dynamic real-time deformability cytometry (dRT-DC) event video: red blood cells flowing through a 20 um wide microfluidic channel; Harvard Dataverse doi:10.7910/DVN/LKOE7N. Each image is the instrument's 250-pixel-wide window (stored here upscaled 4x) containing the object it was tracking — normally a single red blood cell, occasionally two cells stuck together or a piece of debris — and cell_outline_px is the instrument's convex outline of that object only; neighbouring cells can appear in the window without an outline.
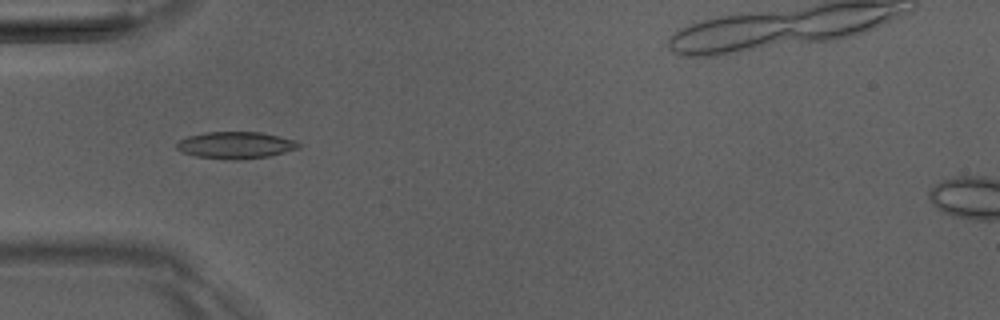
{"species": "Egyptian fruit bat (a non-hibernating species)", "species_latin": "Rousettus aegyptiacus", "temperature_condition": "room temperature", "stored_images_in_passage": 6, "camera_frame_rate_fps": 3000, "um_per_image_px": 0.085, "animal": {"sex": "male"}, "frame": {"image": 1, "passage_image": 4, "time_ms": 3.667, "image_size_px": [1000, 320], "cell_outline_px": [[300, 148], [268, 156], [244, 160], [232, 160], [196, 156], [184, 152], [176, 148], [176, 144], [180, 140], [188, 136], [204, 132], [260, 132], [292, 140], [300, 144]], "centroid_in_image_um": [20.0, 12.34], "position_along_channel_um": 65.0, "area_um2": 18.9}}
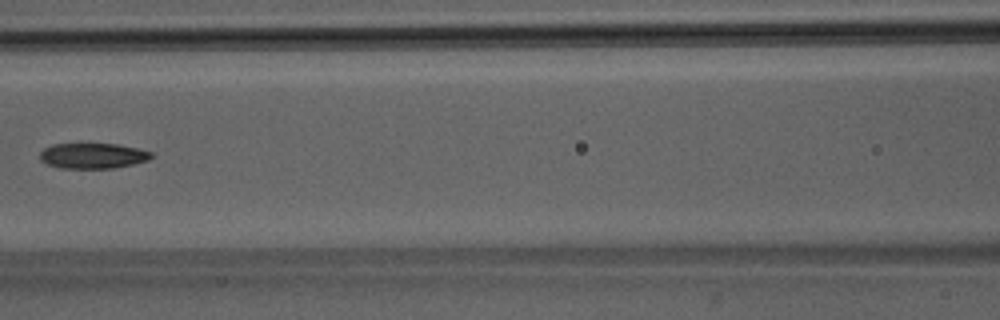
{"frame": {"image": 2, "passage_image": 6, "time_ms": 6.0, "image_size_px": [1000, 320], "cell_outline_px": [[156, 156], [148, 160], [116, 168], [60, 168], [48, 164], [40, 160], [40, 152], [44, 148], [52, 144], [80, 140], [116, 144], [136, 148], [152, 152]], "centroid_in_image_um": [7.86, 13.18], "position_along_channel_um": 158.7, "area_um2": 17.46}}